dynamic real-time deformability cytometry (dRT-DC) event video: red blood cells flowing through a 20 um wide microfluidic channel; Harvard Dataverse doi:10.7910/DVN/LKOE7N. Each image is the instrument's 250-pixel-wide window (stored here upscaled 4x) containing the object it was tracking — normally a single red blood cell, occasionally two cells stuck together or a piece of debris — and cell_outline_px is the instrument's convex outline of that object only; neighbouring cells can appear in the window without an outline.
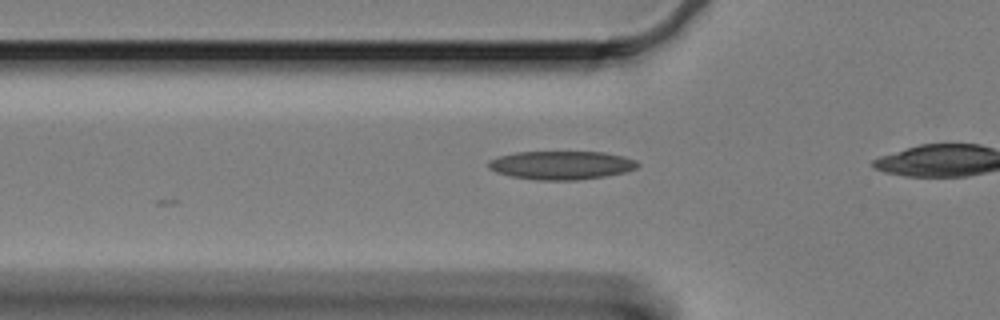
{"species": "Egyptian fruit bat (a non-hibernating species)", "species_latin": "Rousettus aegyptiacus", "temperature_condition": "cold", "stored_images_in_passage": 9, "camera_frame_rate_fps": 3000, "um_per_image_px": 0.085, "animal": {"sex": "female"}, "frame": {"image": 1, "passage_image": 3, "time_ms": 0.667, "image_size_px": [1000, 320], "cell_outline_px": [[640, 164], [636, 168], [624, 172], [604, 176], [576, 180], [536, 180], [508, 176], [496, 172], [488, 168], [488, 160], [500, 156], [516, 152], [604, 152], [624, 156], [636, 160]], "centroid_in_image_um": [47.69, 14.04], "position_along_channel_um": 78.1, "area_um2": 24.85}}
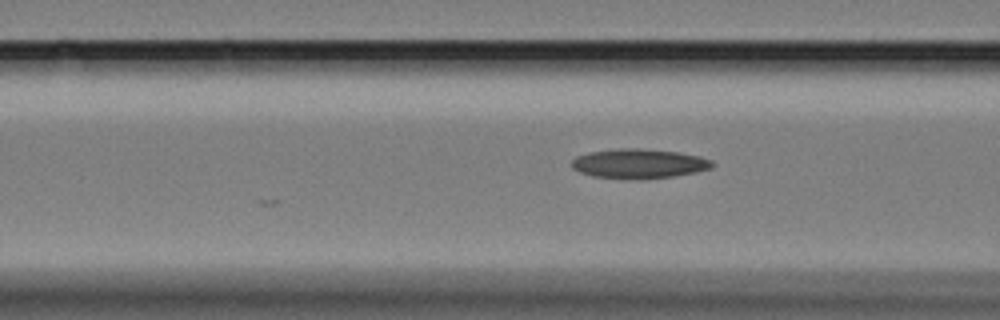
{"frame": {"image": 2, "passage_image": 6, "time_ms": 1.667, "image_size_px": [1000, 320], "cell_outline_px": [[716, 164], [712, 168], [696, 172], [672, 176], [640, 180], [628, 180], [592, 176], [580, 172], [572, 168], [572, 160], [576, 156], [588, 152], [620, 148], [636, 148], [676, 152], [700, 156], [712, 160]], "centroid_in_image_um": [54.3, 13.92], "position_along_channel_um": 112.3, "area_um2": 24.45}}